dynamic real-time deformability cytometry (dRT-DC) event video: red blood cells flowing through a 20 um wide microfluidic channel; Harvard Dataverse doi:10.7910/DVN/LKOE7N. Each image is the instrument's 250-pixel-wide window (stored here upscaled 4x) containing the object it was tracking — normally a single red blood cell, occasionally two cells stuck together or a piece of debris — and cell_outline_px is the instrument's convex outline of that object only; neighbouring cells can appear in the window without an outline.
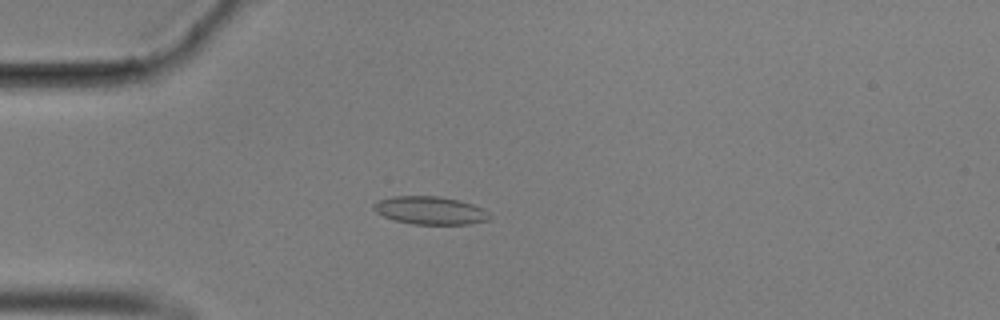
{"species": "common noctule bat (a hibernating species)", "species_latin": "Nyctalus noctula", "temperature_condition": "cold", "stored_images_in_passage": 57, "camera_frame_rate_fps": 3000, "um_per_image_px": 0.085, "animal": {"sex": "male", "body_mass_g": 17.9}, "frame": {"image": 1, "passage_image": 16, "time_ms": 5.0, "image_size_px": [1000, 320], "cell_outline_px": [[492, 220], [468, 224], [412, 224], [396, 220], [384, 216], [376, 212], [372, 208], [372, 204], [376, 200], [392, 196], [440, 196], [460, 200], [472, 204], [488, 212], [492, 216]], "centroid_in_image_um": [36.56, 17.88], "position_along_channel_um": 48.4, "area_um2": 19.07}}
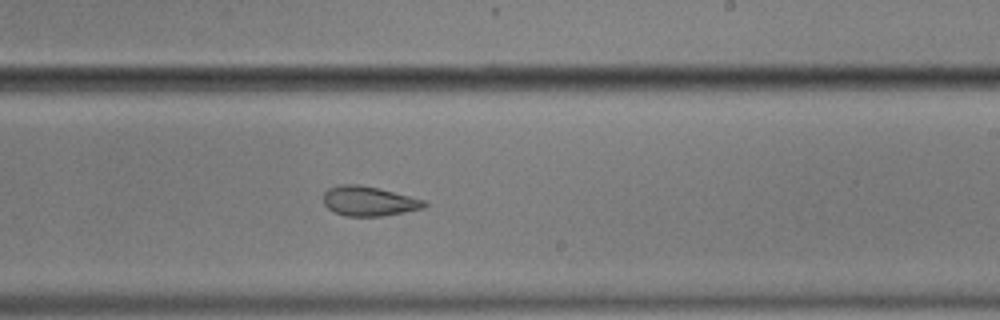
{"frame": {"image": 2, "passage_image": 35, "time_ms": 11.333, "image_size_px": [1000, 320], "cell_outline_px": [[428, 204], [424, 208], [384, 216], [344, 216], [332, 212], [324, 204], [324, 192], [328, 188], [340, 184], [360, 184], [428, 200]], "centroid_in_image_um": [31.36, 17.1], "position_along_channel_um": 257.6, "area_um2": 17.69}}
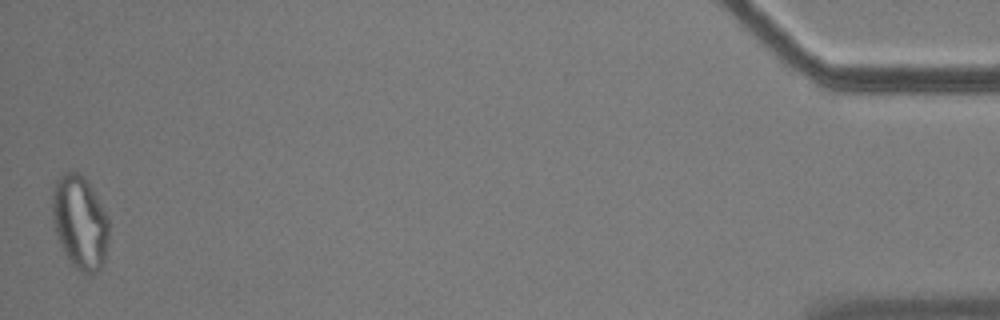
{"frame": {"image": 3, "passage_image": 57, "time_ms": 18.667, "image_size_px": [1000, 320], "cell_outline_px": [[108, 240], [104, 260], [100, 268], [96, 272], [88, 276], [76, 268], [68, 260], [60, 244], [52, 220], [52, 188], [56, 180], [64, 172], [76, 172], [88, 180], [108, 220]], "centroid_in_image_um": [6.77, 18.9], "position_along_channel_um": 428.4, "area_um2": 30.75}, "authors_computed_cell_mechanics": {"area_um2": 19.0162, "velocity_mm_per_s": 3.5284, "shape_relaxation_time_tau1_ms": null, "shape_relaxation_time_tau2_ms": 3.8981, "deformation_change_tau1": null, "deformation_change_tau2": 0.0843}}